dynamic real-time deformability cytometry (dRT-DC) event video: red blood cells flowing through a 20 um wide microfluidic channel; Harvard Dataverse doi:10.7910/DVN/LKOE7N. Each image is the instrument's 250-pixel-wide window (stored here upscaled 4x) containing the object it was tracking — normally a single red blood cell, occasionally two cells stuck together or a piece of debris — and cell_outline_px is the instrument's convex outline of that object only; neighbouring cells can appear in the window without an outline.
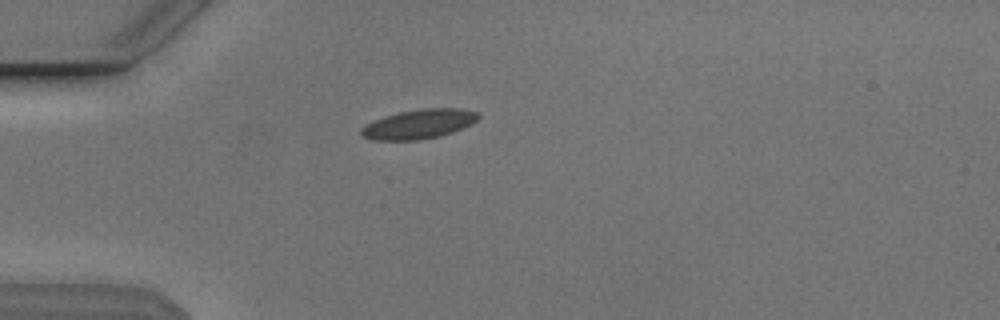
{"species": "Egyptian fruit bat (a non-hibernating species)", "species_latin": "Rousettus aegyptiacus", "temperature_condition": "cold", "stored_images_in_passage": 33, "camera_frame_rate_fps": 3000, "um_per_image_px": 0.085, "animal": {"sex": "male"}, "frame": {"image": 1, "passage_image": 1, "time_ms": 0.0, "image_size_px": [1000, 320], "cell_outline_px": [[480, 116], [472, 124], [452, 132], [440, 136], [416, 140], [372, 140], [360, 136], [360, 128], [384, 116], [400, 112], [420, 108], [460, 108], [476, 112]], "centroid_in_image_um": [35.59, 10.55], "position_along_channel_um": 49.4, "area_um2": 20.0}}
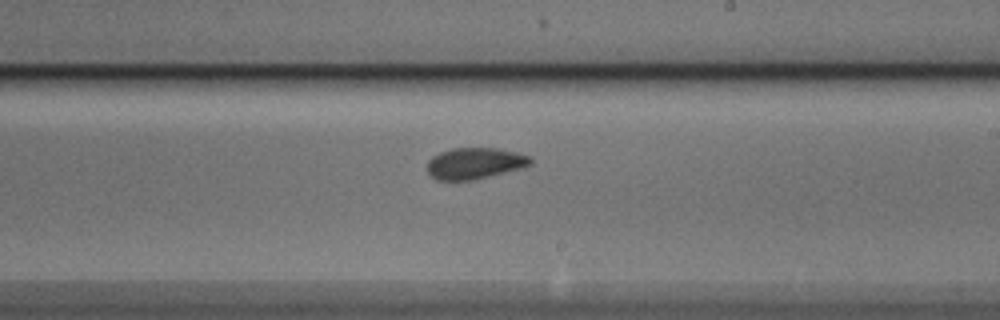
{"frame": {"image": 2, "passage_image": 18, "time_ms": 5.667, "image_size_px": [1000, 320], "cell_outline_px": [[532, 164], [524, 168], [472, 180], [436, 180], [428, 172], [428, 160], [432, 156], [440, 152], [452, 148], [496, 148], [516, 152], [532, 156]], "centroid_in_image_um": [40.39, 13.88], "position_along_channel_um": 248.6, "area_um2": 18.96}}
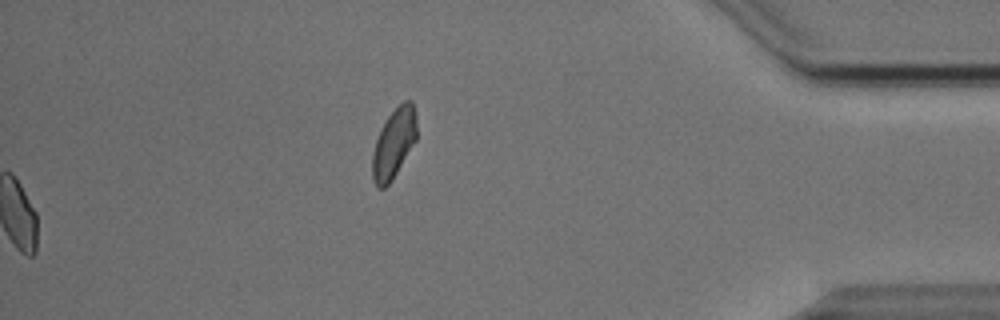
{"frame": {"image": 3, "passage_image": 33, "time_ms": 10.667, "image_size_px": [1000, 320], "cell_outline_px": [[416, 140], [392, 180], [384, 188], [376, 188], [372, 180], [372, 152], [380, 128], [388, 116], [404, 100], [412, 100], [416, 116]], "centroid_in_image_um": [33.46, 12.2], "position_along_channel_um": 401.7, "area_um2": 18.03}, "authors_computed_cell_mechanics": {"area_um2": 18.9584, "velocity_mm_per_s": 3.8175, "shape_relaxation_time_tau1_ms": 5.127, "shape_relaxation_time_tau2_ms": 1.7453, "deformation_change_tau1": 0.1056, "deformation_change_tau2": 0.0535}}